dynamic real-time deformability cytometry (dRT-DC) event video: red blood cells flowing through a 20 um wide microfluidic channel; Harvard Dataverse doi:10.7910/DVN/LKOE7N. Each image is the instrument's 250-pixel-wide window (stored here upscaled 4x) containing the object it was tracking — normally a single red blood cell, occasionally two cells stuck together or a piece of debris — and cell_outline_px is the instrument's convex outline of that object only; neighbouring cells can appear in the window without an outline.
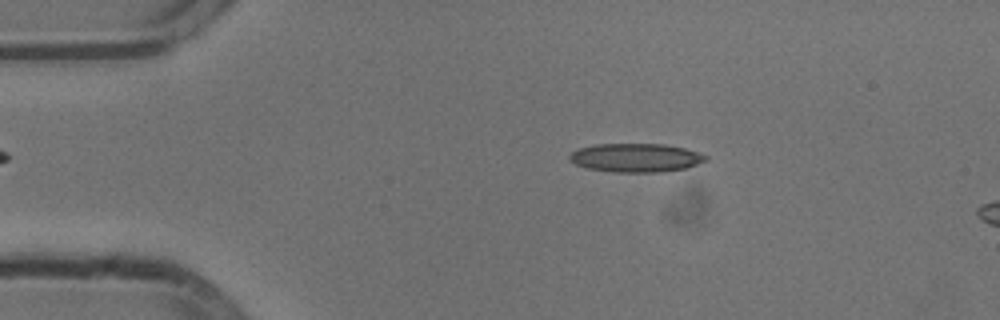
{"species": "common noctule bat (a hibernating species)", "species_latin": "Nyctalus noctula", "temperature_condition": "cold", "stored_images_in_passage": 45, "camera_frame_rate_fps": 3000, "um_per_image_px": 0.085, "animal": {"sex": "male", "body_mass_g": 13.3}, "frame": {"image": 1, "passage_image": 2, "time_ms": 0.333, "image_size_px": [1000, 320], "cell_outline_px": [[708, 160], [688, 168], [660, 172], [616, 172], [588, 168], [576, 164], [568, 160], [568, 156], [572, 152], [580, 148], [596, 144], [664, 144], [684, 148], [708, 156]], "centroid_in_image_um": [54.06, 13.41], "position_along_channel_um": 30.9, "area_um2": 22.72}}
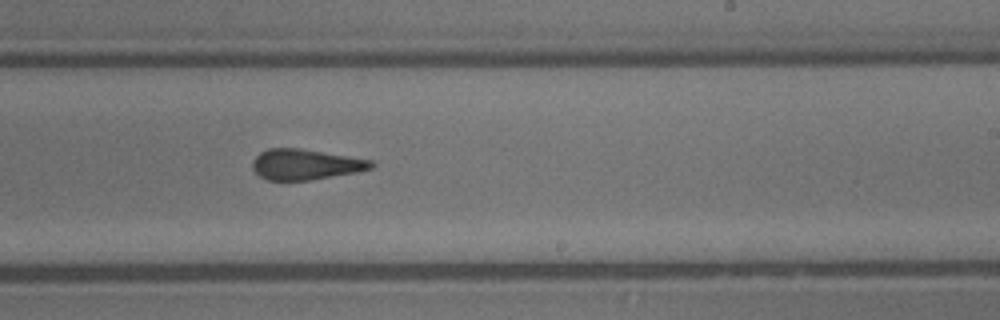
{"frame": {"image": 2, "passage_image": 24, "time_ms": 7.667, "image_size_px": [1000, 320], "cell_outline_px": [[376, 164], [372, 168], [356, 172], [308, 180], [268, 180], [260, 176], [252, 168], [252, 160], [260, 152], [268, 148], [300, 148], [372, 160]], "centroid_in_image_um": [25.95, 13.97], "position_along_channel_um": 263.0, "area_um2": 21.04}}
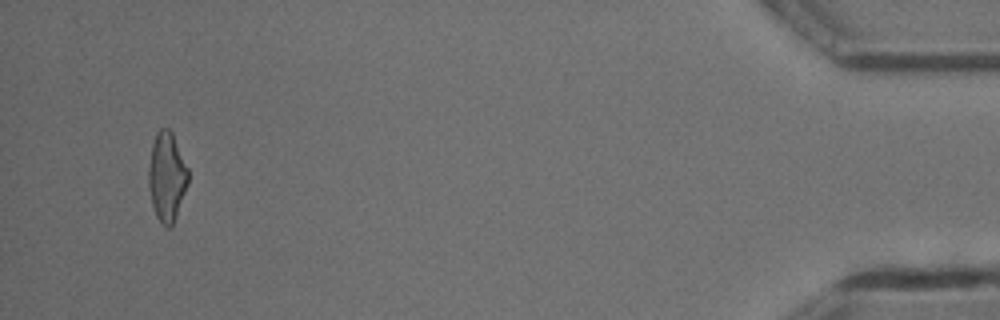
{"frame": {"image": 3, "passage_image": 43, "time_ms": 14.0, "image_size_px": [1000, 320], "cell_outline_px": [[188, 184], [172, 224], [168, 228], [164, 228], [156, 216], [152, 204], [148, 184], [148, 168], [152, 144], [156, 132], [160, 128], [168, 128], [172, 132], [188, 168]], "centroid_in_image_um": [14.16, 15.01], "position_along_channel_um": 421.0, "area_um2": 20.46}, "authors_computed_cell_mechanics": {"area_um2": 21.386, "velocity_mm_per_s": 3.8103, "shape_relaxation_time_tau1_ms": null, "shape_relaxation_time_tau2_ms": 2.5771, "deformation_change_tau1": null, "deformation_change_tau2": 0.1252}}